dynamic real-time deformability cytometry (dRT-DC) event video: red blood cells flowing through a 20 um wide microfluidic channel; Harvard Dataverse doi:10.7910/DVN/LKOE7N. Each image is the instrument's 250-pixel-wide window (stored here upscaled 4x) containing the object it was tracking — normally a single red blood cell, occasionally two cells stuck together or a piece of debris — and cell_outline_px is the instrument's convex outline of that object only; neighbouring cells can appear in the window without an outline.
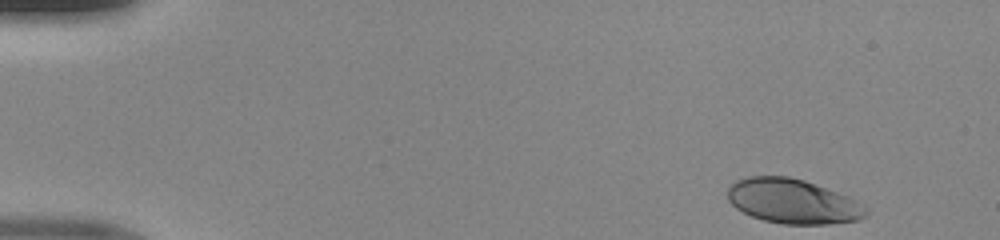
{"species": "human", "species_latin": "Homo sapiens", "temperature_condition": "room temperature", "stored_images_in_passage": 46, "camera_frame_rate_fps": 3000, "um_per_image_px": 0.085, "donor": {"sex": "male"}, "frame": {"image": 1, "passage_image": 1, "time_ms": 0.0, "image_size_px": [1000, 240], "cell_outline_px": [[868, 212], [860, 220], [828, 224], [780, 224], [764, 220], [752, 216], [736, 208], [728, 200], [728, 188], [736, 180], [748, 176], [788, 176], [804, 180], [848, 196], [868, 208]], "centroid_in_image_um": [67.39, 17.11], "position_along_channel_um": 17.6, "area_um2": 35.89}}
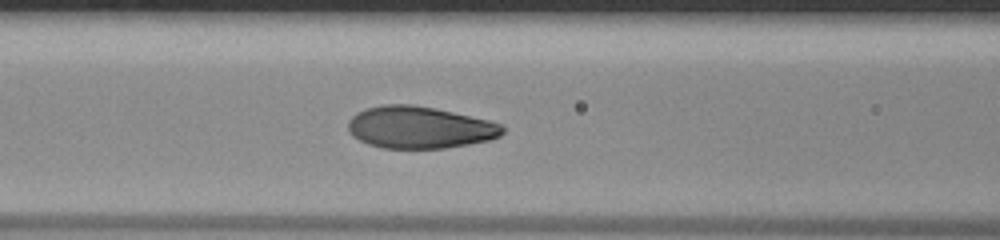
{"frame": {"image": 2, "passage_image": 18, "time_ms": 5.667, "image_size_px": [1000, 240], "cell_outline_px": [[504, 132], [500, 136], [492, 140], [444, 148], [380, 148], [368, 144], [352, 136], [348, 132], [348, 120], [356, 112], [364, 108], [384, 104], [412, 104], [436, 108], [488, 120], [504, 124]], "centroid_in_image_um": [35.66, 10.82], "position_along_channel_um": 130.9, "area_um2": 38.21}}
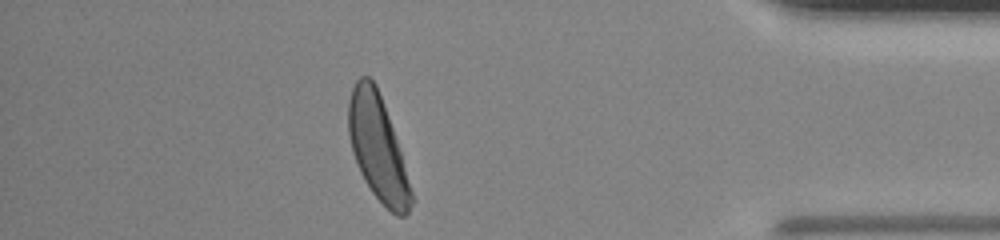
{"frame": {"image": 3, "passage_image": 40, "time_ms": 13.0, "image_size_px": [1000, 240], "cell_outline_px": [[416, 200], [408, 212], [404, 216], [396, 216], [372, 192], [364, 180], [356, 164], [352, 152], [348, 132], [348, 100], [352, 88], [356, 80], [360, 76], [368, 76], [376, 84], [392, 128]], "centroid_in_image_um": [32.1, 12.59], "position_along_channel_um": 403.1, "area_um2": 38.21}}